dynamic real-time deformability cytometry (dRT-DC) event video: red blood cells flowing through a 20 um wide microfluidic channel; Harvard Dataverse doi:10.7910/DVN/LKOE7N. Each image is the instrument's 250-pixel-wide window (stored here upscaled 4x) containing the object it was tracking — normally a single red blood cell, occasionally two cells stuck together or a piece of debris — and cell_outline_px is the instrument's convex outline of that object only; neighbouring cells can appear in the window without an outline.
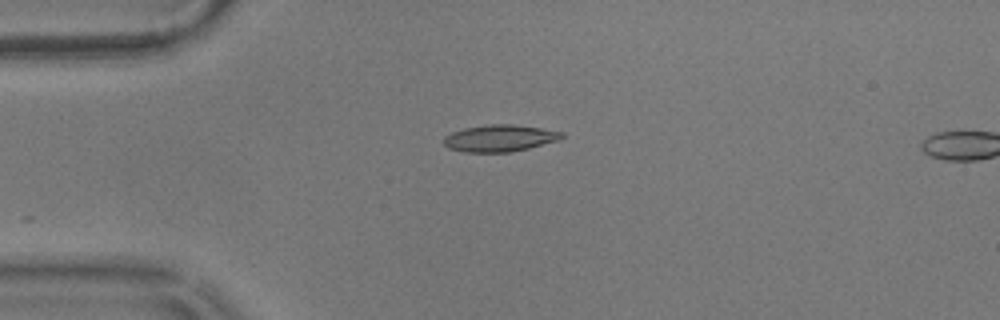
{"species": "common noctule bat (a hibernating species)", "species_latin": "Nyctalus noctula", "temperature_condition": "warm", "stored_images_in_passage": 4, "camera_frame_rate_fps": 3000, "um_per_image_px": 0.085, "animal": {"sex": "male", "body_mass_g": 17.9}, "frame": {"image": 1, "passage_image": 2, "time_ms": 0.333, "image_size_px": [1000, 320], "cell_outline_px": [[564, 136], [560, 140], [512, 152], [464, 152], [448, 148], [444, 144], [444, 136], [452, 132], [464, 128], [488, 124], [512, 124], [540, 128], [564, 132]], "centroid_in_image_um": [42.48, 11.74], "position_along_channel_um": 42.5, "area_um2": 18.5}}